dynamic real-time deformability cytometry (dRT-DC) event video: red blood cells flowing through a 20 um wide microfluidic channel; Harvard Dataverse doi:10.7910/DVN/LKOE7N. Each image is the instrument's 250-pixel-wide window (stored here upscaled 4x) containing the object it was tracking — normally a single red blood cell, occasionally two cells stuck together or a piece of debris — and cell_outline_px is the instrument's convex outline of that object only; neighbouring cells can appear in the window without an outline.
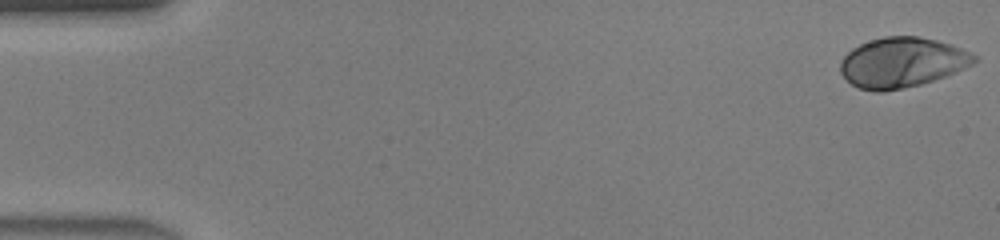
{"species": "human", "species_latin": "Homo sapiens", "temperature_condition": "warm", "stored_images_in_passage": 46, "camera_frame_rate_fps": 3000, "um_per_image_px": 0.085, "donor": {"sex": "male"}, "frame": {"image": 1, "passage_image": 1, "time_ms": 0.0, "image_size_px": [1000, 240], "cell_outline_px": [[980, 60], [956, 72], [920, 84], [904, 88], [884, 92], [876, 92], [860, 88], [852, 84], [840, 72], [840, 60], [852, 48], [860, 44], [884, 36], [916, 36], [936, 40], [952, 44], [976, 56]], "centroid_in_image_um": [76.66, 5.31], "position_along_channel_um": 8.3, "area_um2": 38.84}}
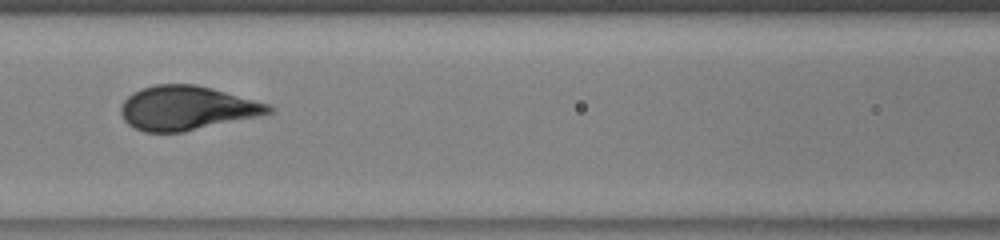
{"frame": {"image": 2, "passage_image": 21, "time_ms": 6.667, "image_size_px": [1000, 240], "cell_outline_px": [[276, 108], [272, 112], [260, 116], [184, 132], [144, 132], [132, 128], [124, 120], [120, 112], [120, 104], [132, 92], [140, 88], [156, 84], [196, 84], [212, 88], [268, 104]], "centroid_in_image_um": [15.84, 9.19], "position_along_channel_um": 150.8, "area_um2": 38.26}}
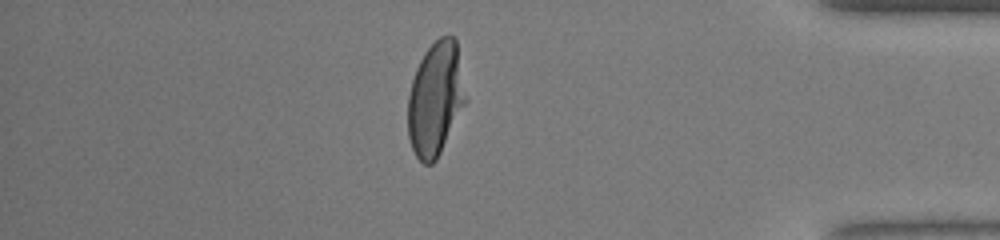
{"frame": {"image": 3, "passage_image": 40, "time_ms": 13.0, "image_size_px": [1000, 240], "cell_outline_px": [[464, 104], [436, 160], [432, 164], [424, 164], [416, 156], [412, 148], [408, 136], [408, 96], [412, 80], [416, 68], [424, 52], [440, 36], [452, 36], [456, 40], [464, 96]], "centroid_in_image_um": [36.96, 8.41], "position_along_channel_um": 398.2, "area_um2": 37.22}}